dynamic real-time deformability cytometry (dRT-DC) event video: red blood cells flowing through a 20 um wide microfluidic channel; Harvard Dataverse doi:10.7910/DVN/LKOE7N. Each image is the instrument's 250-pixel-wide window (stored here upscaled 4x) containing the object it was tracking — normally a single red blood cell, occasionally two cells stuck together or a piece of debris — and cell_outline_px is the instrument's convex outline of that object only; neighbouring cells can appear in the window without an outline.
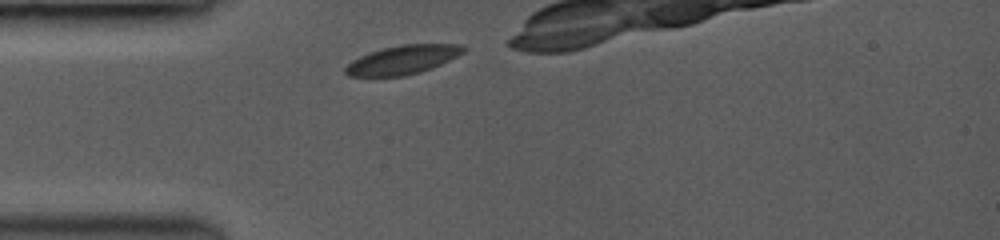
{"species": "common noctule bat (a hibernating species)", "species_latin": "Nyctalus noctula", "temperature_condition": "room temperature", "stored_images_in_passage": 5, "camera_frame_rate_fps": 3500, "um_per_image_px": 0.085, "animal": {"sex": "female", "body_mass_g": 19.0, "forearm_length_mm": 53.3}, "frame": {"image": 1, "passage_image": 1, "time_ms": 0.0, "image_size_px": [1000, 240], "cell_outline_px": [[464, 52], [440, 64], [416, 72], [400, 76], [348, 76], [344, 72], [344, 68], [352, 60], [360, 56], [384, 48], [404, 44], [460, 44], [464, 48]], "centroid_in_image_um": [34.18, 5.07], "position_along_channel_um": 50.8, "area_um2": 19.25}}